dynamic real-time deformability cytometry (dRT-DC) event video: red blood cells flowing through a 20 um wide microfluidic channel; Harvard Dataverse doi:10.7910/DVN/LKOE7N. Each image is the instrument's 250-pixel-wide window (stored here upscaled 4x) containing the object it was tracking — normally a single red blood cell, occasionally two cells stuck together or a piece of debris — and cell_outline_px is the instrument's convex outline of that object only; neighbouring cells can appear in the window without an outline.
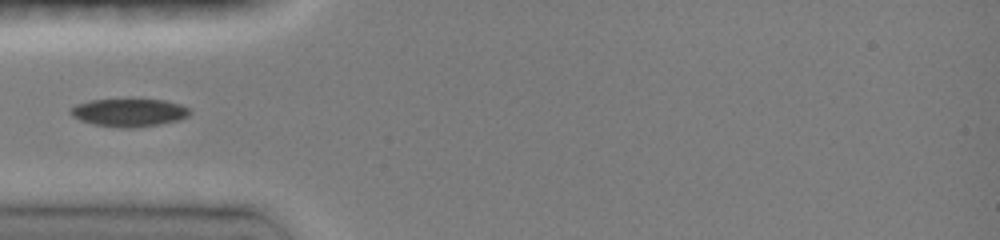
{"species": "common noctule bat (a hibernating species)", "species_latin": "Nyctalus noctula", "temperature_condition": "room temperature", "stored_images_in_passage": 26, "camera_frame_rate_fps": 3000, "um_per_image_px": 0.085, "animal": {"sex": "female", "body_mass_g": 19.0, "forearm_length_mm": 51.5}, "frame": {"image": 1, "passage_image": 1, "time_ms": 0.0, "image_size_px": [1000, 240], "cell_outline_px": [[192, 112], [188, 116], [180, 120], [160, 124], [132, 128], [120, 128], [92, 124], [80, 120], [72, 116], [68, 112], [68, 108], [76, 104], [92, 100], [132, 96], [164, 100], [180, 104], [188, 108]], "centroid_in_image_um": [10.95, 9.52], "position_along_channel_um": 74.1, "area_um2": 20.52}}
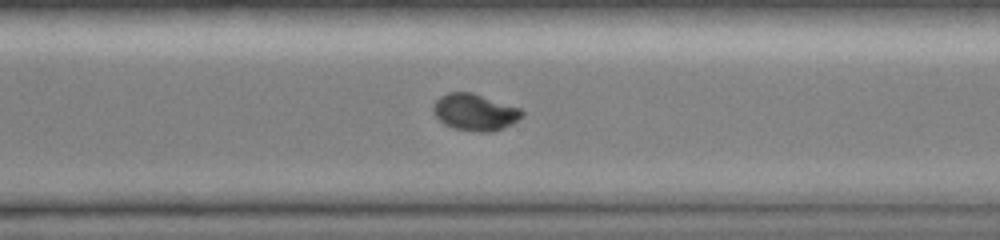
{"frame": {"image": 2, "passage_image": 16, "time_ms": 6.333, "image_size_px": [1000, 240], "cell_outline_px": [[524, 116], [512, 124], [504, 128], [492, 132], [480, 132], [456, 128], [444, 124], [432, 112], [432, 104], [440, 96], [448, 92], [472, 92], [520, 108], [524, 112]], "centroid_in_image_um": [40.37, 9.53], "position_along_channel_um": 330.2, "area_um2": 19.07}}
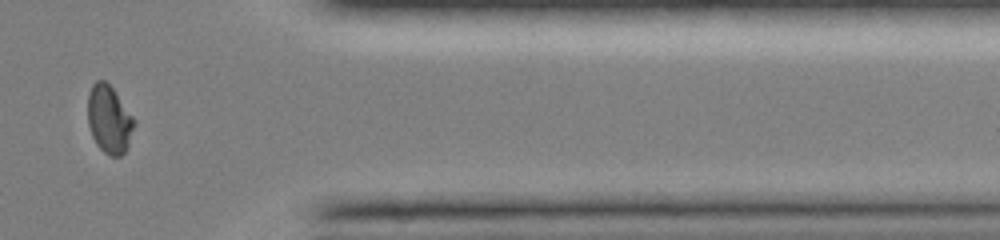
{"frame": {"image": 3, "passage_image": 20, "time_ms": 8.333, "image_size_px": [1000, 240], "cell_outline_px": [[136, 124], [128, 148], [120, 156], [112, 156], [104, 152], [96, 144], [92, 136], [88, 124], [88, 96], [92, 84], [96, 80], [104, 80], [112, 88], [136, 120]], "centroid_in_image_um": [9.3, 10.16], "position_along_channel_um": 402.1, "area_um2": 18.44}}